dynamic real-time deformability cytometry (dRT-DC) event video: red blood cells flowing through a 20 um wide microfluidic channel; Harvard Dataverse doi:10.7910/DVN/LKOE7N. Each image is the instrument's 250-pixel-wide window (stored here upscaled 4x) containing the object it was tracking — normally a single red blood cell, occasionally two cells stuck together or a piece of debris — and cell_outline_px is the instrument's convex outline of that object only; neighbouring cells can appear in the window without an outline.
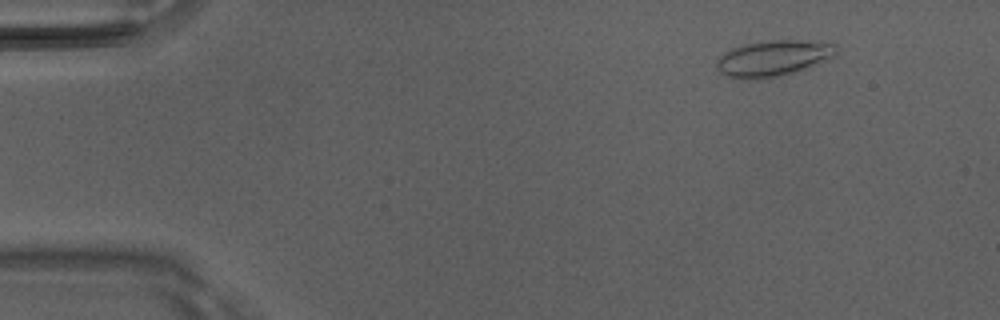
{"species": "Egyptian fruit bat (a non-hibernating species)", "species_latin": "Rousettus aegyptiacus", "temperature_condition": "room temperature", "stored_images_in_passage": 50, "camera_frame_rate_fps": 3000, "um_per_image_px": 0.085, "animal": {"sex": "male"}, "frame": {"image": 1, "passage_image": 6, "time_ms": 1.667, "image_size_px": [1000, 320], "cell_outline_px": [[836, 56], [808, 68], [796, 72], [780, 76], [760, 80], [740, 80], [728, 76], [720, 72], [716, 68], [716, 60], [724, 52], [732, 48], [744, 44], [772, 40], [800, 40], [836, 44]], "centroid_in_image_um": [65.7, 4.98], "position_along_channel_um": 19.3, "area_um2": 25.43}}
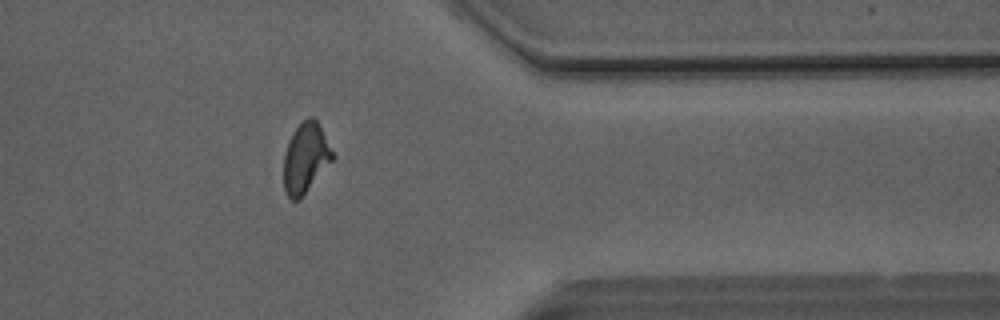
{"frame": {"image": 2, "passage_image": 41, "time_ms": 13.333, "image_size_px": [1000, 320], "cell_outline_px": [[336, 156], [300, 200], [292, 200], [284, 192], [284, 156], [292, 132], [308, 116], [312, 116], [316, 120]], "centroid_in_image_um": [25.98, 13.45], "position_along_channel_um": 385.4, "area_um2": 19.83}}
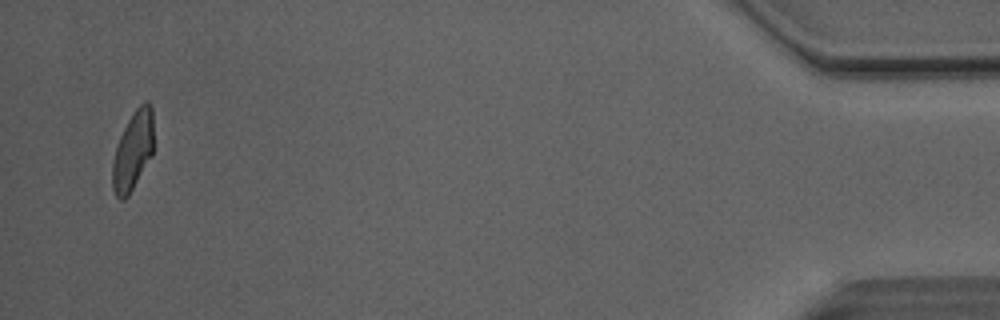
{"frame": {"image": 3, "passage_image": 49, "time_ms": 16.0, "image_size_px": [1000, 320], "cell_outline_px": [[152, 156], [128, 196], [124, 200], [120, 200], [116, 196], [112, 188], [112, 160], [120, 136], [128, 120], [136, 108], [144, 100], [148, 100], [152, 108]], "centroid_in_image_um": [11.28, 12.82], "position_along_channel_um": 423.9, "area_um2": 18.84}, "authors_computed_cell_mechanics": {"area_um2": 20.2589, "velocity_mm_per_s": 4.112, "shape_relaxation_time_tau1_ms": 7.8927, "shape_relaxation_time_tau2_ms": 1.3327, "deformation_change_tau1": 0.188, "deformation_change_tau2": 0.0752}}